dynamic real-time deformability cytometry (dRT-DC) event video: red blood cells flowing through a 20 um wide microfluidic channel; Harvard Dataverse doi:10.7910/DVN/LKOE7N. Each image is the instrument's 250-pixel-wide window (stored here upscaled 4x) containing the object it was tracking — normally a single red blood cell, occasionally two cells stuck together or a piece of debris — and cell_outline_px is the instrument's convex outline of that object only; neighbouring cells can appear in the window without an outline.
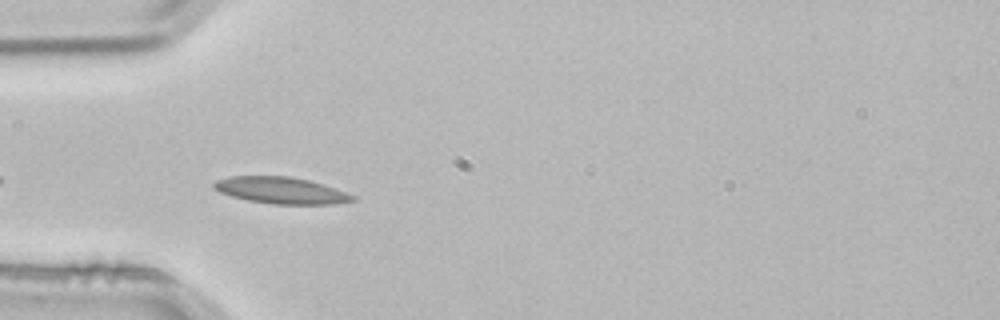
{"species": "common noctule bat (a hibernating species)", "species_latin": "Nyctalus noctula", "temperature_condition": "room temperature", "stored_images_in_passage": 3, "camera_frame_rate_fps": 3000, "um_per_image_px": 0.085, "animal": {"sex": "male", "body_mass_g": 21.5, "forearm_length_mm": 52.0}, "frame": {"image": 1, "passage_image": 3, "time_ms": 0.667, "image_size_px": [1000, 320], "cell_outline_px": [[356, 200], [336, 204], [272, 204], [248, 200], [232, 196], [220, 192], [212, 188], [212, 184], [216, 180], [228, 176], [288, 176], [308, 180], [356, 196]], "centroid_in_image_um": [23.84, 16.18], "position_along_channel_um": 61.2, "area_um2": 21.33}}